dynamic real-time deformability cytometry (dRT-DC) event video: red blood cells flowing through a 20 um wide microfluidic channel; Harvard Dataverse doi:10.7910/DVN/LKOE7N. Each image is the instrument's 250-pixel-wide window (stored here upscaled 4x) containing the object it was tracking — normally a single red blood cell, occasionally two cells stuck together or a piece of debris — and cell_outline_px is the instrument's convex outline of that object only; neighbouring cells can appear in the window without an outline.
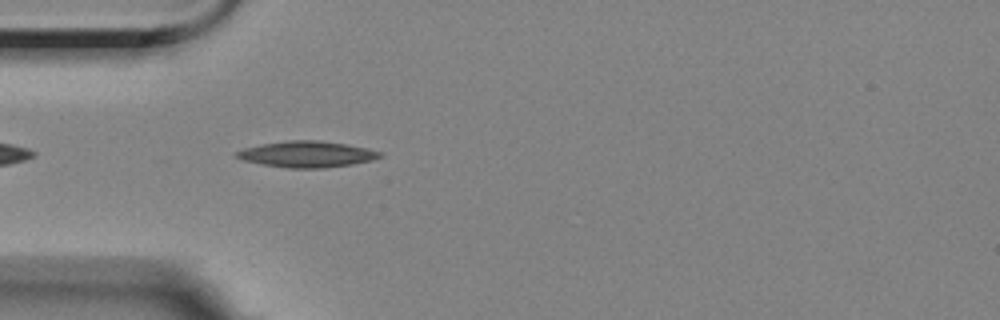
{"species": "Egyptian fruit bat (a non-hibernating species)", "species_latin": "Rousettus aegyptiacus", "temperature_condition": "room temperature", "stored_images_in_passage": 14, "camera_frame_rate_fps": 3000, "um_per_image_px": 0.085, "animal": {"sex": "female"}, "frame": {"image": 1, "passage_image": 3, "time_ms": 0.667, "image_size_px": [1000, 320], "cell_outline_px": [[384, 156], [372, 160], [352, 164], [324, 168], [288, 168], [260, 164], [240, 160], [232, 156], [236, 152], [244, 148], [260, 144], [288, 140], [316, 140], [344, 144], [368, 148], [384, 152]], "centroid_in_image_um": [26.06, 13.11], "position_along_channel_um": 58.9, "area_um2": 22.08}}
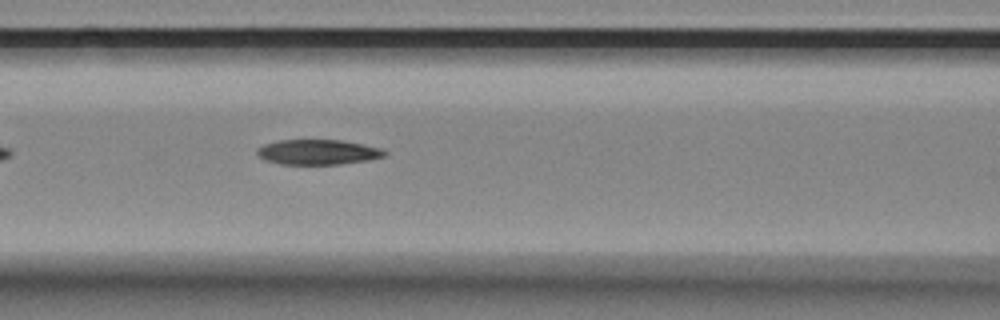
{"frame": {"image": 2, "passage_image": 10, "time_ms": 3.0, "image_size_px": [1000, 320], "cell_outline_px": [[388, 152], [384, 156], [368, 160], [336, 164], [280, 164], [264, 160], [256, 156], [256, 148], [264, 144], [276, 140], [344, 140], [380, 148]], "centroid_in_image_um": [26.95, 12.92], "position_along_channel_um": 139.6, "area_um2": 18.73}}
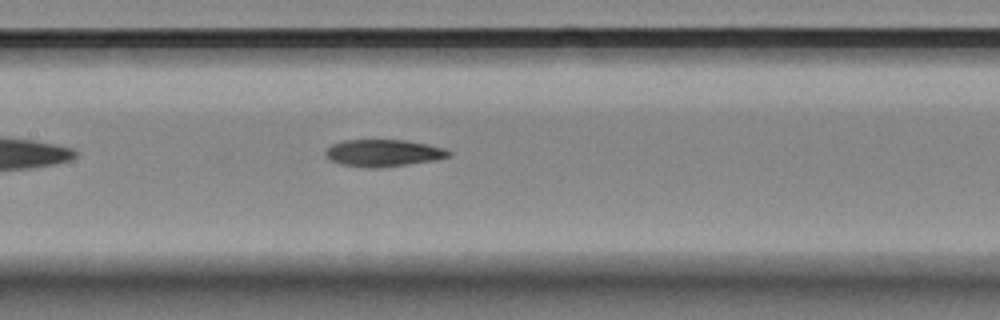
{"frame": {"image": 3, "passage_image": 13, "time_ms": 4.0, "image_size_px": [1000, 320], "cell_outline_px": [[452, 152], [448, 156], [436, 160], [380, 168], [368, 168], [340, 164], [328, 160], [324, 156], [324, 152], [332, 144], [344, 140], [404, 140], [428, 144], [444, 148]], "centroid_in_image_um": [32.54, 13.01], "position_along_channel_um": 174.9, "area_um2": 19.54}}